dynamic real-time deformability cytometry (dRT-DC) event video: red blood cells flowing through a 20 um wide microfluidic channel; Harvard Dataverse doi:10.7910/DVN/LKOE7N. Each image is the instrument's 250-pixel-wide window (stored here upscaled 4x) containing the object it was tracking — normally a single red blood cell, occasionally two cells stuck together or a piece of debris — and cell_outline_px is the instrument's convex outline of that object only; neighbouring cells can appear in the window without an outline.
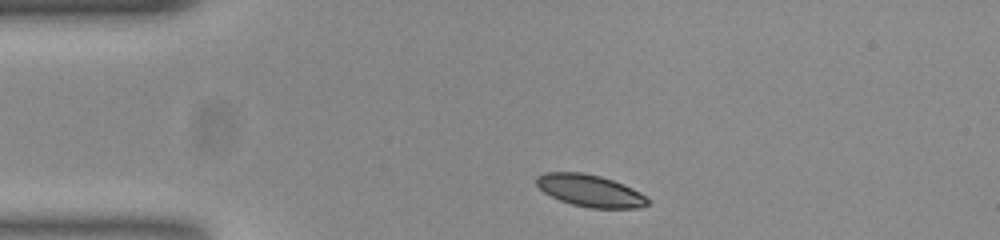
{"species": "common noctule bat (a hibernating species)", "species_latin": "Nyctalus noctula", "temperature_condition": "room temperature", "stored_images_in_passage": 37, "camera_frame_rate_fps": 3000, "um_per_image_px": 0.085, "animal": {"sex": "female", "body_mass_g": 23.0, "forearm_length_mm": 53.4}, "frame": {"image": 1, "passage_image": 1, "time_ms": 0.0, "image_size_px": [1000, 240], "cell_outline_px": [[652, 200], [648, 204], [640, 208], [588, 208], [572, 204], [560, 200], [544, 192], [536, 184], [536, 176], [544, 172], [584, 172], [600, 176], [624, 184], [640, 192]], "centroid_in_image_um": [50.18, 16.21], "position_along_channel_um": 34.8, "area_um2": 20.92}}
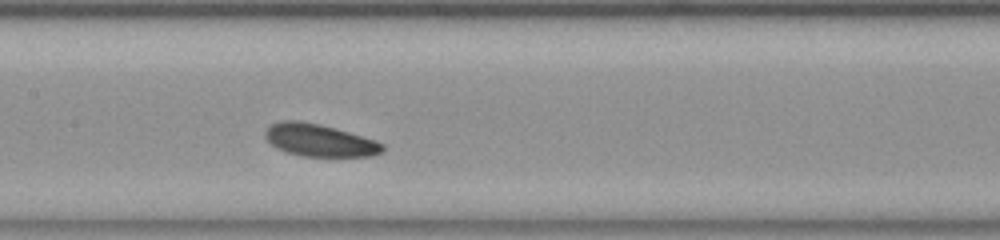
{"frame": {"image": 2, "passage_image": 16, "time_ms": 5.0, "image_size_px": [1000, 240], "cell_outline_px": [[384, 152], [372, 156], [300, 156], [276, 148], [264, 136], [264, 132], [272, 124], [280, 120], [296, 120], [320, 124], [376, 140], [384, 144]], "centroid_in_image_um": [27.16, 11.92], "position_along_channel_um": 180.2, "area_um2": 22.08}}
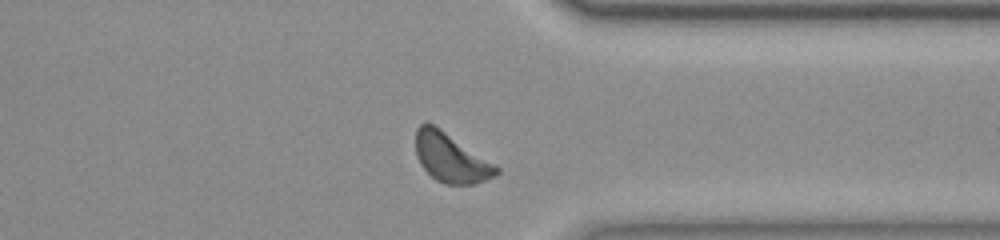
{"frame": {"image": 3, "passage_image": 32, "time_ms": 10.333, "image_size_px": [1000, 240], "cell_outline_px": [[500, 172], [496, 176], [472, 184], [444, 184], [436, 180], [420, 164], [416, 156], [416, 128], [424, 120], [440, 128], [500, 168]], "centroid_in_image_um": [38.29, 13.4], "position_along_channel_um": 373.1, "area_um2": 22.83}, "authors_computed_cell_mechanics": {"area_um2": 22.1952, "velocity_mm_per_s": 3.6954, "shape_relaxation_time_tau1_ms": 4.3799, "shape_relaxation_time_tau2_ms": 3.3091, "deformation_change_tau1": 0.0546, "deformation_change_tau2": 0.1071}}